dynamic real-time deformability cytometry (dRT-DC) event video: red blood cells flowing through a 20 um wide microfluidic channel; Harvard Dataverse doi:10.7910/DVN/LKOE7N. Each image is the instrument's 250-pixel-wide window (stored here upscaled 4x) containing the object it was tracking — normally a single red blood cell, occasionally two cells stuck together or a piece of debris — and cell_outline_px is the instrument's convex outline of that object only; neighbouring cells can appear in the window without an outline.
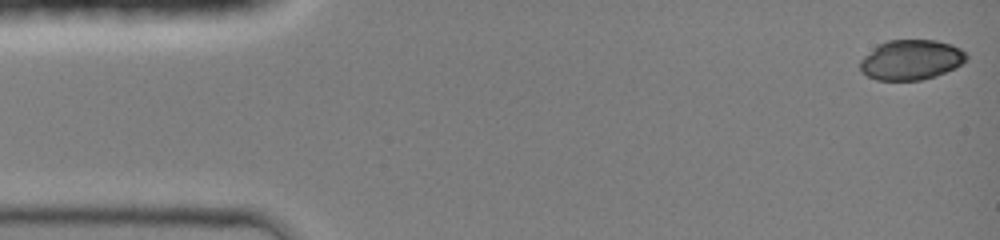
{"species": "common noctule bat (a hibernating species)", "species_latin": "Nyctalus noctula", "temperature_condition": "room temperature", "stored_images_in_passage": 44, "camera_frame_rate_fps": 3000, "um_per_image_px": 0.085, "animal": {"sex": "female", "body_mass_g": 19.0, "forearm_length_mm": 51.5}, "frame": {"image": 1, "passage_image": 1, "time_ms": 0.0, "image_size_px": [1000, 240], "cell_outline_px": [[968, 60], [956, 68], [936, 76], [920, 80], [876, 80], [860, 72], [860, 60], [864, 56], [880, 44], [888, 40], [936, 40], [952, 44], [960, 48], [968, 56]], "centroid_in_image_um": [77.47, 5.09], "position_along_channel_um": 7.5, "area_um2": 24.91}}
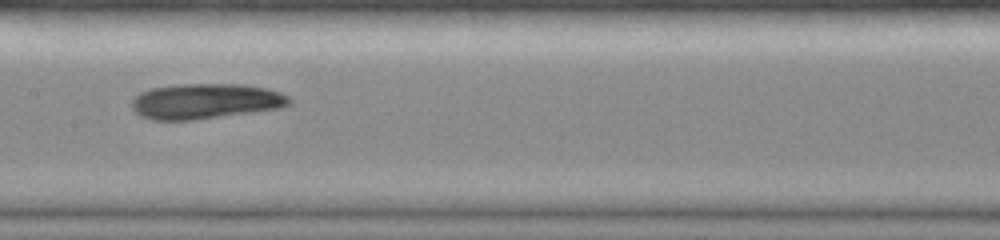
{"frame": {"image": 2, "passage_image": 22, "time_ms": 7.0, "image_size_px": [1000, 240], "cell_outline_px": [[292, 100], [288, 104], [280, 108], [196, 120], [152, 120], [140, 116], [132, 108], [132, 100], [140, 92], [152, 88], [184, 84], [240, 84], [268, 88], [280, 92], [288, 96]], "centroid_in_image_um": [17.46, 8.61], "position_along_channel_um": 189.9, "area_um2": 32.43}}
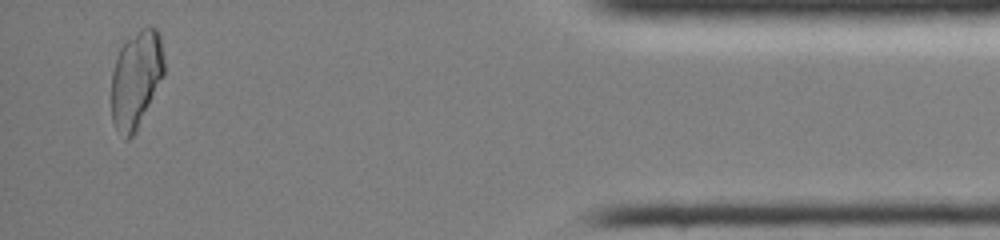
{"frame": {"image": 3, "passage_image": 42, "time_ms": 13.667, "image_size_px": [1000, 240], "cell_outline_px": [[164, 76], [136, 132], [128, 140], [124, 140], [116, 128], [112, 120], [112, 72], [116, 56], [124, 40], [144, 24], [152, 24], [160, 32], [164, 60]], "centroid_in_image_um": [11.58, 6.67], "position_along_channel_um": 423.6, "area_um2": 30.69}}